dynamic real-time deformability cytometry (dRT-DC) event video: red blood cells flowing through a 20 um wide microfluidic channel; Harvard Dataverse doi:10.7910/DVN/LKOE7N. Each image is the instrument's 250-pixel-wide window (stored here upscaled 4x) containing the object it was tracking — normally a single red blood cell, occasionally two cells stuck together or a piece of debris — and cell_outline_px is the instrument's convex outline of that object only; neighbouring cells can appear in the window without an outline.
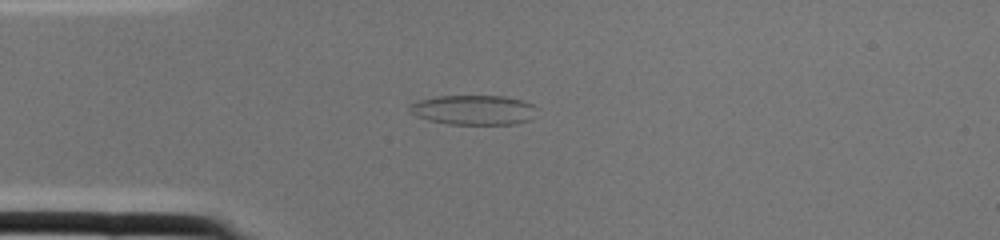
{"species": "common noctule bat (a hibernating species)", "species_latin": "Nyctalus noctula", "temperature_condition": "cold", "stored_images_in_passage": 1, "camera_frame_rate_fps": 3000, "um_per_image_px": 0.085, "animal": {"sex": "female", "body_mass_g": 22.0, "forearm_length_mm": 56.7}, "frame": {"image": 1, "passage_image": 1, "time_ms": 0.0, "image_size_px": [1000, 240], "cell_outline_px": [[536, 108], [528, 120], [516, 124], [448, 124], [428, 120], [416, 116], [408, 112], [408, 104], [420, 100], [436, 96], [504, 96], [524, 100], [532, 104]], "centroid_in_image_um": [40.19, 9.34], "position_along_channel_um": 44.8, "area_um2": 22.08}}